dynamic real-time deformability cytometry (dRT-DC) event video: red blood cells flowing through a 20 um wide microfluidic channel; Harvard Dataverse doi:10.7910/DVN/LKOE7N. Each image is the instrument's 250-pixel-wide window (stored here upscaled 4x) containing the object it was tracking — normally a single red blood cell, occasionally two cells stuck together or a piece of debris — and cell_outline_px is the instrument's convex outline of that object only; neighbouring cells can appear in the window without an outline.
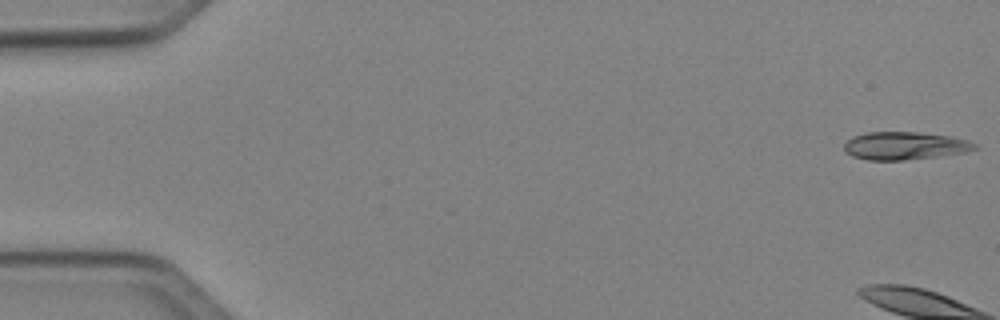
{"species": "Egyptian fruit bat (a non-hibernating species)", "species_latin": "Rousettus aegyptiacus", "temperature_condition": "cold", "stored_images_in_passage": 52, "camera_frame_rate_fps": 3000, "um_per_image_px": 0.085, "animal": {"sex": "female"}, "frame": {"image": 1, "passage_image": 1, "time_ms": 0.0, "image_size_px": [1000, 320], "cell_outline_px": [[976, 148], [964, 152], [904, 160], [868, 160], [852, 156], [844, 152], [844, 144], [852, 136], [868, 132], [916, 132], [948, 136], [968, 140], [976, 144]], "centroid_in_image_um": [76.83, 12.38], "position_along_channel_um": 8.2, "area_um2": 20.92}, "authors_computed_cell_mechanics": {"area_um2": 21.3571, "velocity_mm_per_s": 4.0262, "shape_relaxation_time_tau1_ms": 5.7393, "shape_relaxation_time_tau2_ms": 7.8078, "deformation_change_tau1": 0.1247, "deformation_change_tau2": 0.1341}}